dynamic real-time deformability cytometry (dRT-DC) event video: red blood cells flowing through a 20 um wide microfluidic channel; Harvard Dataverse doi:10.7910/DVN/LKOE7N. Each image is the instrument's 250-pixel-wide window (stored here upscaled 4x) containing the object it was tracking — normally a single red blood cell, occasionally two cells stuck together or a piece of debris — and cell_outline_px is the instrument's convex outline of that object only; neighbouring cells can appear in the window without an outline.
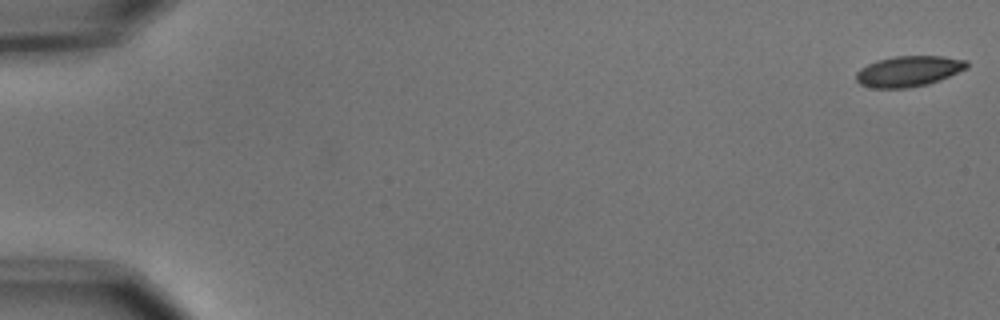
{"species": "common noctule bat (a hibernating species)", "species_latin": "Nyctalus noctula", "temperature_condition": "cold", "stored_images_in_passage": 55, "camera_frame_rate_fps": 3000, "um_per_image_px": 0.085, "animal": {"sex": "male", "body_mass_g": 15.6}, "frame": {"image": 1, "passage_image": 1, "time_ms": 0.0, "image_size_px": [1000, 320], "cell_outline_px": [[968, 68], [940, 80], [928, 84], [908, 88], [872, 88], [860, 84], [856, 80], [856, 72], [860, 68], [876, 60], [896, 56], [944, 56], [968, 60]], "centroid_in_image_um": [77.24, 6.05], "position_along_channel_um": 7.8, "area_um2": 19.94}}
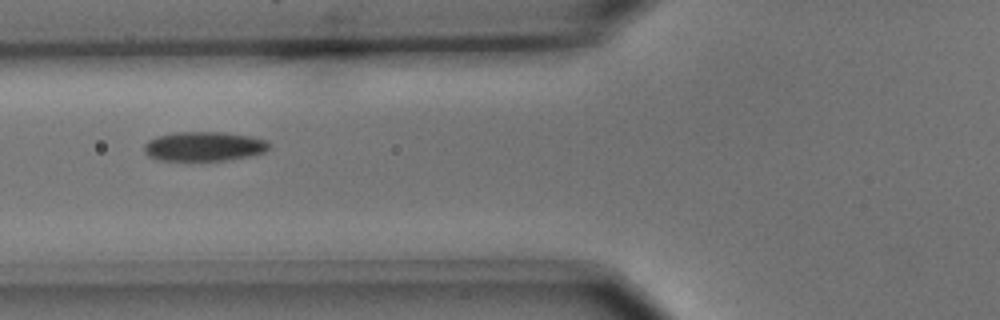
{"frame": {"image": 2, "passage_image": 22, "time_ms": 7.0, "image_size_px": [1000, 320], "cell_outline_px": [[272, 148], [264, 152], [252, 156], [232, 160], [156, 160], [148, 156], [144, 152], [144, 144], [148, 140], [156, 136], [172, 132], [228, 132], [252, 136], [264, 140], [272, 144]], "centroid_in_image_um": [17.37, 12.44], "position_along_channel_um": 108.4, "area_um2": 21.91}}
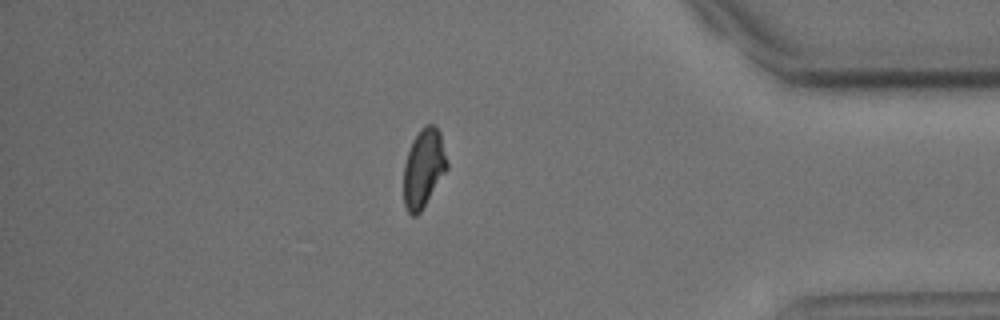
{"frame": {"image": 3, "passage_image": 48, "time_ms": 15.667, "image_size_px": [1000, 320], "cell_outline_px": [[448, 168], [420, 212], [416, 216], [412, 216], [408, 212], [404, 204], [404, 164], [412, 140], [420, 128], [424, 124], [436, 124], [440, 132], [448, 164]], "centroid_in_image_um": [36.01, 14.25], "position_along_channel_um": 399.2, "area_um2": 19.88}, "authors_computed_cell_mechanics": {"area_um2": 20.7502, "velocity_mm_per_s": 3.6762, "shape_relaxation_time_tau1_ms": 4.0464, "shape_relaxation_time_tau2_ms": 6.6364, "deformation_change_tau1": 0.1133, "deformation_change_tau2": 0.1101}}